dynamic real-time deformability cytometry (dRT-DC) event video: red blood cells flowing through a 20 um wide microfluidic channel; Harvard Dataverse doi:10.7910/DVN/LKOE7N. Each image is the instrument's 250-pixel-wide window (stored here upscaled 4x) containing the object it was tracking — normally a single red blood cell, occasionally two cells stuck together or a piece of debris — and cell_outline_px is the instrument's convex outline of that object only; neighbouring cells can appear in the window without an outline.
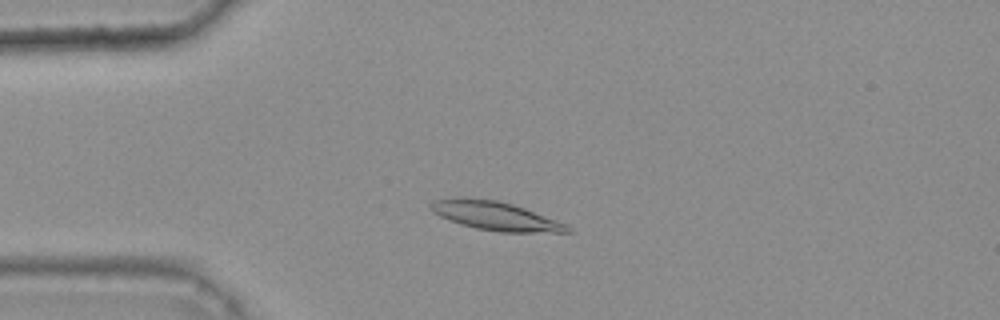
{"species": "common noctule bat (a hibernating species)", "species_latin": "Nyctalus noctula", "temperature_condition": "warm", "stored_images_in_passage": 42, "camera_frame_rate_fps": 3000, "um_per_image_px": 0.085, "animal": {"sex": "female", "body_mass_g": 25.1}, "frame": {"image": 1, "passage_image": 11, "time_ms": 3.333, "image_size_px": [1000, 320], "cell_outline_px": [[572, 232], [500, 232], [476, 228], [460, 224], [448, 220], [432, 212], [428, 204], [436, 200], [460, 196], [464, 196], [496, 200], [512, 204], [524, 208], [568, 224], [572, 228]], "centroid_in_image_um": [42.09, 18.34], "position_along_channel_um": 42.9, "area_um2": 23.06}}
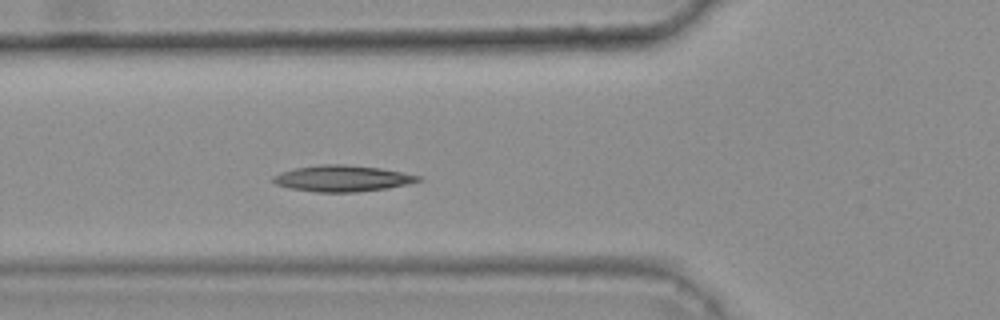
{"frame": {"image": 2, "passage_image": 17, "time_ms": 5.333, "image_size_px": [1000, 320], "cell_outline_px": [[420, 180], [388, 188], [356, 192], [316, 192], [288, 188], [276, 184], [272, 180], [272, 176], [280, 172], [296, 168], [320, 164], [344, 164], [380, 168], [420, 176]], "centroid_in_image_um": [29.02, 15.16], "position_along_channel_um": 96.8, "area_um2": 21.96}}
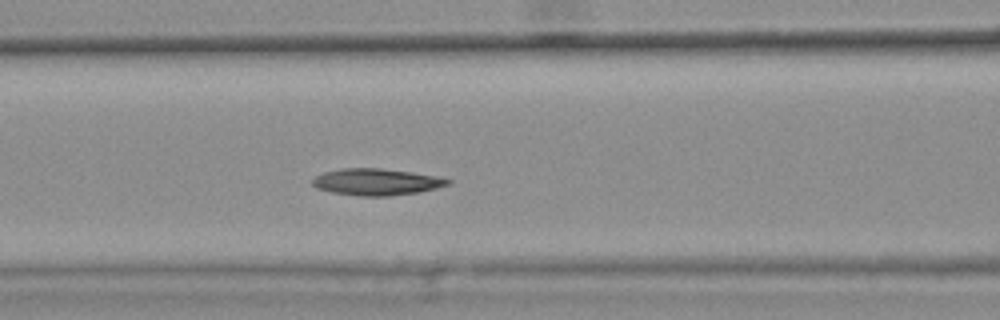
{"frame": {"image": 3, "passage_image": 20, "time_ms": 6.333, "image_size_px": [1000, 320], "cell_outline_px": [[452, 184], [420, 192], [388, 196], [360, 196], [332, 192], [316, 188], [312, 184], [312, 180], [316, 176], [324, 172], [340, 168], [380, 168], [408, 172], [432, 176], [452, 180]], "centroid_in_image_um": [31.97, 15.47], "position_along_channel_um": 134.6, "area_um2": 20.87}, "authors_computed_cell_mechanics": {"area_um2": 20.8658, "velocity_mm_per_s": 3.7724, "shape_relaxation_time_tau1_ms": null, "shape_relaxation_time_tau2_ms": 7.0805, "deformation_change_tau1": null, "deformation_change_tau2": 0.1248}}